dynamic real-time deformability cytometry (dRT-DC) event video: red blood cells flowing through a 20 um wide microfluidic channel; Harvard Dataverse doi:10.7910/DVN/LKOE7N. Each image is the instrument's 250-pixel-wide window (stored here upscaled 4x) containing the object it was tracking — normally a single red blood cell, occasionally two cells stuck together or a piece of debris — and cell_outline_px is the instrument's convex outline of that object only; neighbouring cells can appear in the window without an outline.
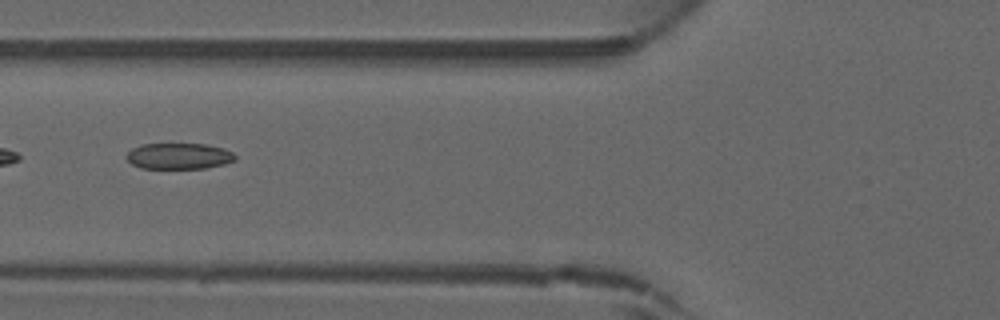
{"species": "common noctule bat (a hibernating species)", "species_latin": "Nyctalus noctula", "temperature_condition": "warm", "stored_images_in_passage": 6, "camera_frame_rate_fps": 3000, "um_per_image_px": 0.085, "animal": {"sex": "male", "forearm_length_mm": 52.5}, "frame": {"image": 1, "passage_image": 4, "time_ms": 1.0, "image_size_px": [1000, 320], "cell_outline_px": [[236, 160], [224, 164], [204, 168], [140, 168], [132, 164], [124, 156], [132, 148], [140, 144], [208, 144], [224, 148], [232, 152], [236, 156]], "centroid_in_image_um": [15.2, 13.26], "position_along_channel_um": 110.6, "area_um2": 16.59}}